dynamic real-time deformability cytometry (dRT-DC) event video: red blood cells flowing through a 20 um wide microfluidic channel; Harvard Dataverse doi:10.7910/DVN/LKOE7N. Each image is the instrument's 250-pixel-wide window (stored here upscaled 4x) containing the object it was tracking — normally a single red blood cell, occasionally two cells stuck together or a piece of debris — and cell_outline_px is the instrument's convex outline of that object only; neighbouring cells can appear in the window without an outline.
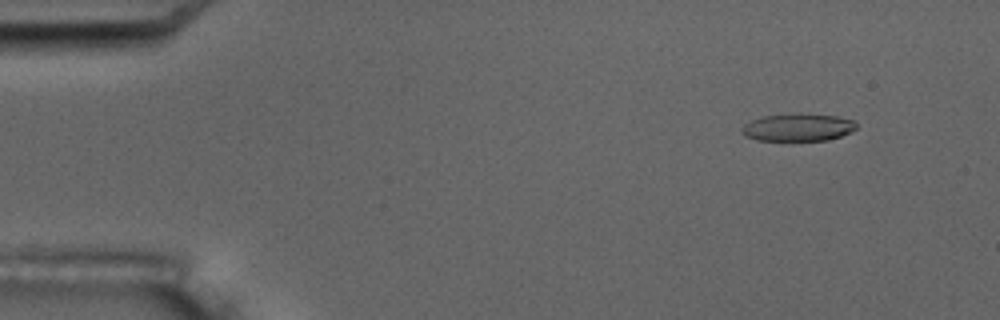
{"species": "common noctule bat (a hibernating species)", "species_latin": "Nyctalus noctula", "temperature_condition": "room temperature", "stored_images_in_passage": 9, "camera_frame_rate_fps": 3000, "um_per_image_px": 0.085, "animal": {"sex": "male", "body_mass_g": 17.5, "forearm_length_mm": 52.3}, "frame": {"image": 1, "passage_image": 2, "time_ms": 1.0, "image_size_px": [1000, 320], "cell_outline_px": [[856, 128], [840, 136], [828, 140], [756, 140], [744, 136], [740, 132], [740, 128], [744, 124], [752, 120], [764, 116], [792, 112], [836, 116], [856, 120]], "centroid_in_image_um": [67.78, 10.81], "position_along_channel_um": 17.2, "area_um2": 18.61}}
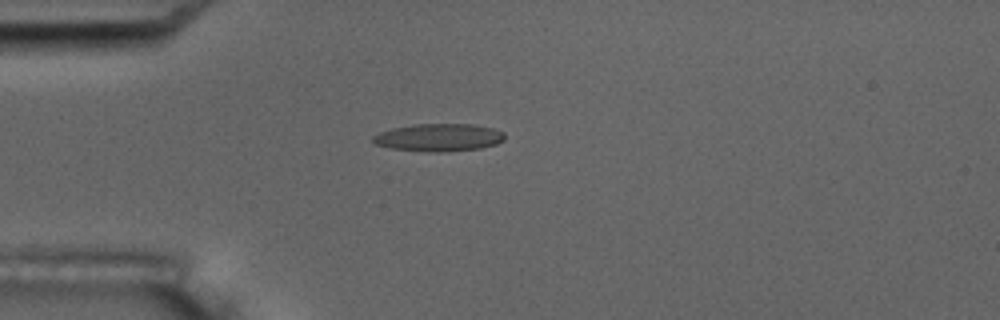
{"frame": {"image": 2, "passage_image": 4, "time_ms": 4.333, "image_size_px": [1000, 320], "cell_outline_px": [[504, 140], [496, 144], [480, 148], [448, 152], [428, 152], [392, 148], [376, 144], [372, 140], [372, 136], [380, 132], [392, 128], [412, 124], [472, 124], [492, 128], [504, 132]], "centroid_in_image_um": [37.3, 11.68], "position_along_channel_um": 47.7, "area_um2": 21.27}}
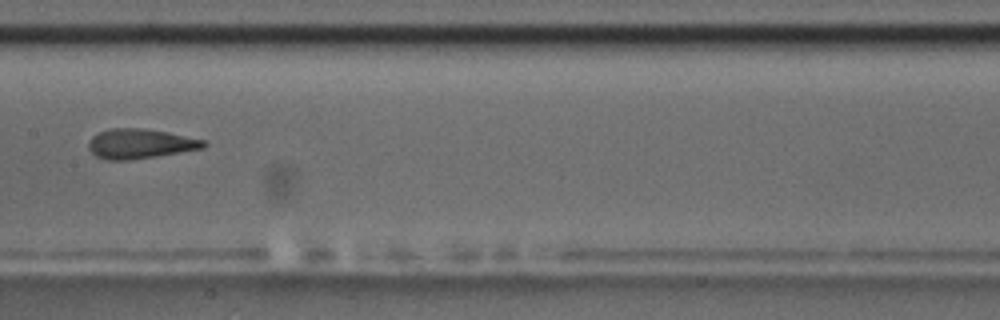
{"frame": {"image": 3, "passage_image": 8, "time_ms": 9.0, "image_size_px": [1000, 320], "cell_outline_px": [[208, 144], [204, 148], [156, 156], [128, 160], [108, 160], [96, 156], [88, 148], [88, 140], [92, 136], [100, 132], [112, 128], [144, 128], [168, 132], [204, 140]], "centroid_in_image_um": [11.9, 12.21], "position_along_channel_um": 195.5, "area_um2": 19.88}}